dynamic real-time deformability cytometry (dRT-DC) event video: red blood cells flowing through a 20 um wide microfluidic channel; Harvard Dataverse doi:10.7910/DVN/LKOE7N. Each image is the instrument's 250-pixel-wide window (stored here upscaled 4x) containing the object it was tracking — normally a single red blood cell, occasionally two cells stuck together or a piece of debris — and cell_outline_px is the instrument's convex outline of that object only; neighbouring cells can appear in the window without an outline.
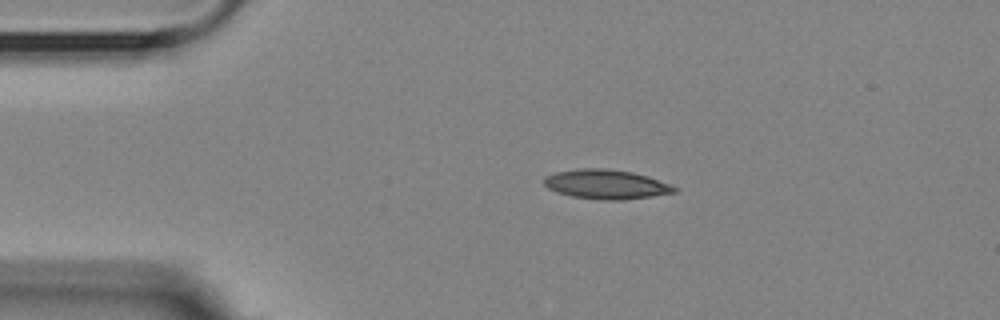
{"species": "Egyptian fruit bat (a non-hibernating species)", "species_latin": "Rousettus aegyptiacus", "temperature_condition": "room temperature", "stored_images_in_passage": 45, "camera_frame_rate_fps": 3000, "um_per_image_px": 0.085, "animal": {"sex": "female"}, "frame": {"image": 1, "passage_image": 1, "time_ms": 0.0, "image_size_px": [1000, 320], "cell_outline_px": [[680, 188], [676, 192], [652, 196], [624, 200], [600, 200], [572, 196], [556, 192], [548, 188], [544, 184], [544, 176], [556, 172], [580, 168], [608, 168], [632, 172], [648, 176]], "centroid_in_image_um": [51.53, 15.66], "position_along_channel_um": 33.5, "area_um2": 22.48}}
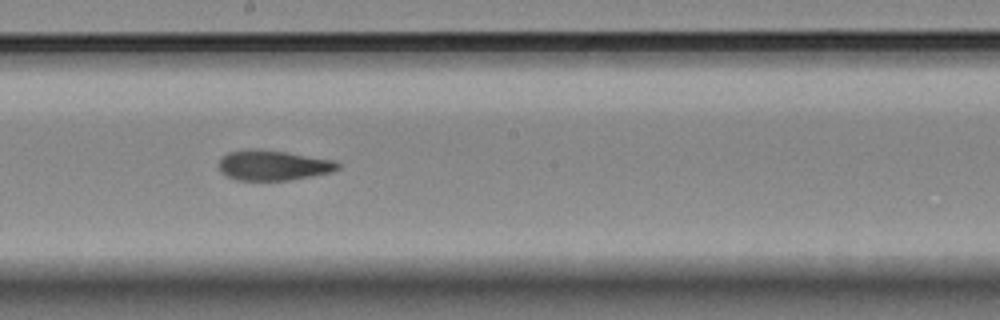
{"frame": {"image": 2, "passage_image": 20, "time_ms": 6.333, "image_size_px": [1000, 320], "cell_outline_px": [[340, 168], [332, 172], [312, 176], [288, 180], [236, 180], [224, 176], [220, 172], [216, 164], [220, 156], [228, 152], [252, 148], [256, 148], [288, 152], [336, 160], [340, 164]], "centroid_in_image_um": [23.17, 14.04], "position_along_channel_um": 225.0, "area_um2": 21.5}}
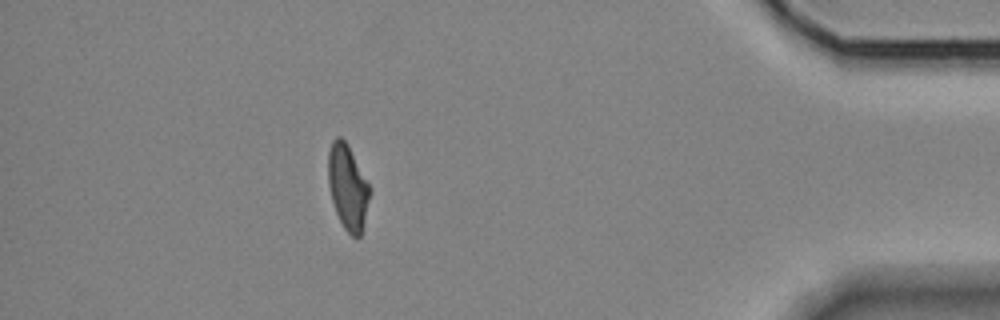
{"frame": {"image": 3, "passage_image": 39, "time_ms": 12.667, "image_size_px": [1000, 320], "cell_outline_px": [[368, 200], [364, 224], [360, 236], [352, 236], [344, 228], [336, 212], [332, 200], [328, 184], [328, 152], [332, 140], [336, 136], [340, 136], [348, 144], [368, 184]], "centroid_in_image_um": [29.52, 15.87], "position_along_channel_um": 405.7, "area_um2": 20.11}, "authors_computed_cell_mechanics": {"area_um2": 21.2704, "velocity_mm_per_s": 3.6053, "shape_relaxation_time_tau1_ms": 5.1818, "shape_relaxation_time_tau2_ms": 1.7534, "deformation_change_tau1": 0.1647, "deformation_change_tau2": 0.0949}}